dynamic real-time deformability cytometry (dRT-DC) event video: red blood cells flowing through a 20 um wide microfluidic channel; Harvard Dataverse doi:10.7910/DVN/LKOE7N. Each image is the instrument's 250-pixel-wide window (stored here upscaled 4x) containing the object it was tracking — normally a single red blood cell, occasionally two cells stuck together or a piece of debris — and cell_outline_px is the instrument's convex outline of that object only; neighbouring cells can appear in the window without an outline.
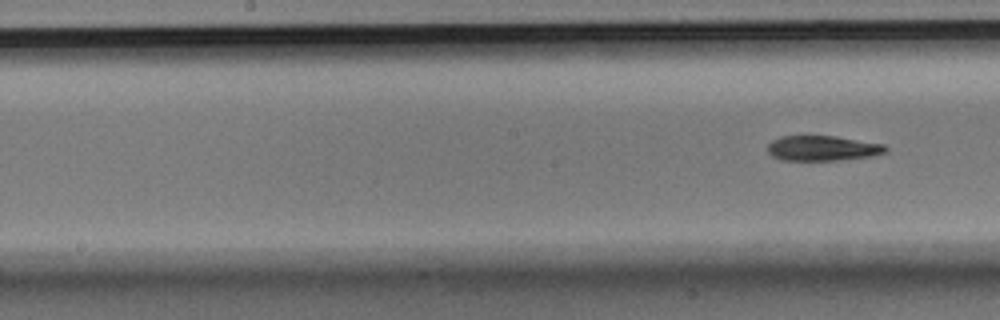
{"species": "Egyptian fruit bat (a non-hibernating species)", "species_latin": "Rousettus aegyptiacus", "temperature_condition": "room temperature", "stored_images_in_passage": 9, "segment_of_instrument_passage": [2, 2], "camera_frame_rate_fps": 3000, "um_per_image_px": 0.085, "animal": {"sex": "male"}, "frame": {"image": 1, "passage_image": 9, "time_ms": 2.667, "image_size_px": [1000, 320], "cell_outline_px": [[888, 152], [872, 156], [840, 160], [780, 160], [772, 156], [768, 152], [768, 144], [772, 140], [780, 136], [836, 136], [884, 144], [888, 148]], "centroid_in_image_um": [69.93, 12.6], "position_along_channel_um": 178.3, "area_um2": 17.4}}